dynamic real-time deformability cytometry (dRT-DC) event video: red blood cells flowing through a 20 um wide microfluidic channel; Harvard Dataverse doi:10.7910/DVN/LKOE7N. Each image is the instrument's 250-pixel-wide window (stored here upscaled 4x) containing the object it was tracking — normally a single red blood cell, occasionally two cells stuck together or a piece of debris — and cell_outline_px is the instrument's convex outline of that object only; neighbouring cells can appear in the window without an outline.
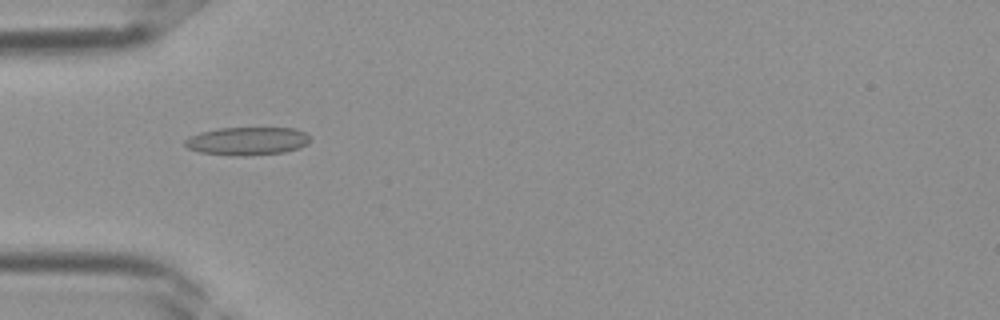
{"species": "Egyptian fruit bat (a non-hibernating species)", "species_latin": "Rousettus aegyptiacus", "temperature_condition": "room temperature", "stored_images_in_passage": 38, "camera_frame_rate_fps": 3000, "um_per_image_px": 0.085, "frame": {"image": 1, "passage_image": 12, "time_ms": 3.667, "image_size_px": [1000, 320], "cell_outline_px": [[312, 140], [308, 144], [300, 148], [284, 152], [244, 156], [232, 156], [200, 152], [188, 148], [184, 144], [184, 140], [188, 136], [200, 132], [220, 128], [296, 128], [312, 136]], "centroid_in_image_um": [21.05, 11.99], "position_along_channel_um": 63.9, "area_um2": 20.81}}
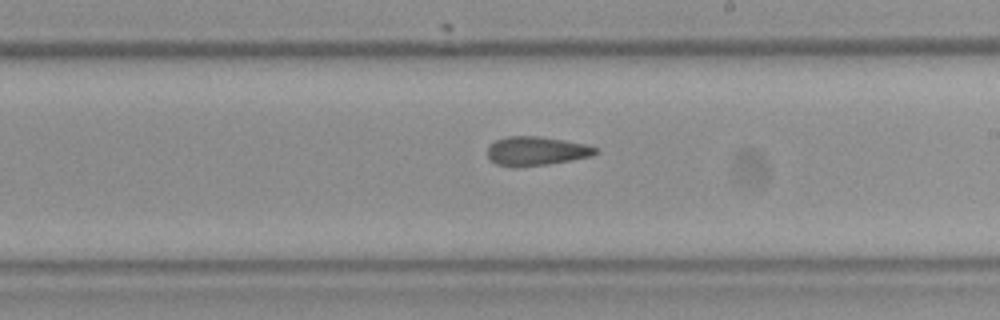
{"frame": {"image": 2, "passage_image": 22, "time_ms": 7.0, "image_size_px": [1000, 320], "cell_outline_px": [[600, 152], [592, 156], [572, 160], [548, 164], [520, 168], [512, 168], [496, 164], [488, 156], [488, 144], [496, 140], [508, 136], [536, 136], [564, 140], [584, 144], [596, 148]], "centroid_in_image_um": [45.56, 12.86], "position_along_channel_um": 243.4, "area_um2": 18.44}}
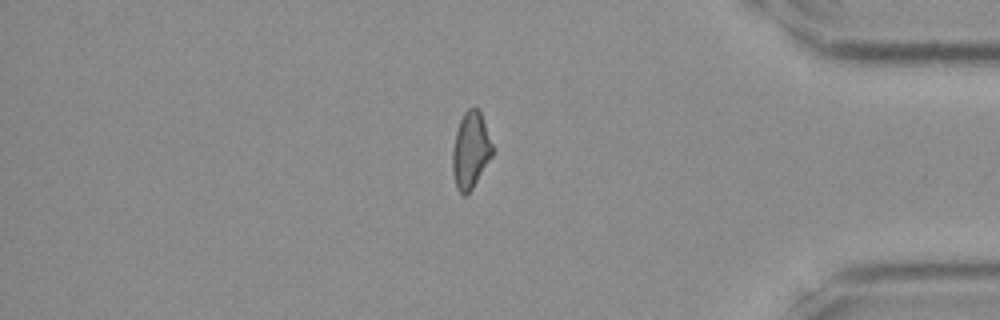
{"frame": {"image": 3, "passage_image": 32, "time_ms": 10.333, "image_size_px": [1000, 320], "cell_outline_px": [[492, 156], [472, 188], [464, 196], [456, 188], [452, 172], [452, 148], [456, 132], [460, 120], [464, 112], [468, 108], [476, 108], [480, 112], [492, 144]], "centroid_in_image_um": [39.97, 12.79], "position_along_channel_um": 395.2, "area_um2": 17.51}}